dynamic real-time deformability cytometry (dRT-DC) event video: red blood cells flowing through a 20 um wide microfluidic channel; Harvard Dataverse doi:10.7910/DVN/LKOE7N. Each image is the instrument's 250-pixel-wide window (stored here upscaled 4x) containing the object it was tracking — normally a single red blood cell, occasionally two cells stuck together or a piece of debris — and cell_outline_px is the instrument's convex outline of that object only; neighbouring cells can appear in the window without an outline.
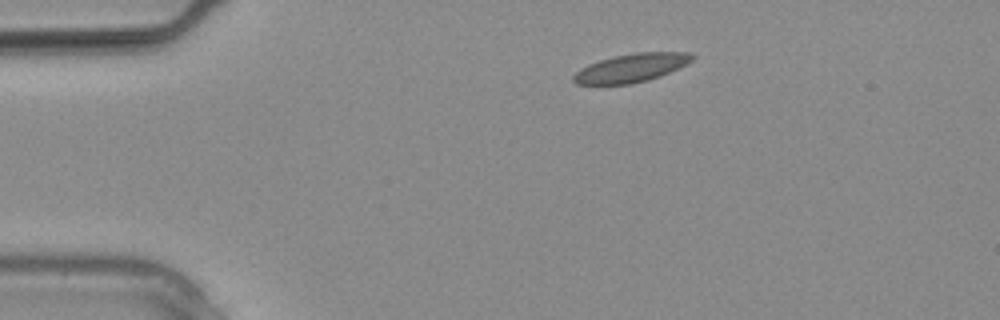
{"species": "common noctule bat (a hibernating species)", "species_latin": "Nyctalus noctula", "temperature_condition": "warm", "stored_images_in_passage": 4, "camera_frame_rate_fps": 3000, "um_per_image_px": 0.085, "animal": {"sex": "male", "body_mass_g": 20.4}, "frame": {"image": 1, "passage_image": 1, "time_ms": 0.0, "image_size_px": [1000, 320], "cell_outline_px": [[696, 56], [692, 60], [660, 76], [648, 80], [632, 84], [576, 84], [572, 80], [572, 76], [580, 68], [588, 64], [600, 60], [616, 56], [636, 52], [688, 52]], "centroid_in_image_um": [53.62, 5.77], "position_along_channel_um": 31.4, "area_um2": 19.48}}